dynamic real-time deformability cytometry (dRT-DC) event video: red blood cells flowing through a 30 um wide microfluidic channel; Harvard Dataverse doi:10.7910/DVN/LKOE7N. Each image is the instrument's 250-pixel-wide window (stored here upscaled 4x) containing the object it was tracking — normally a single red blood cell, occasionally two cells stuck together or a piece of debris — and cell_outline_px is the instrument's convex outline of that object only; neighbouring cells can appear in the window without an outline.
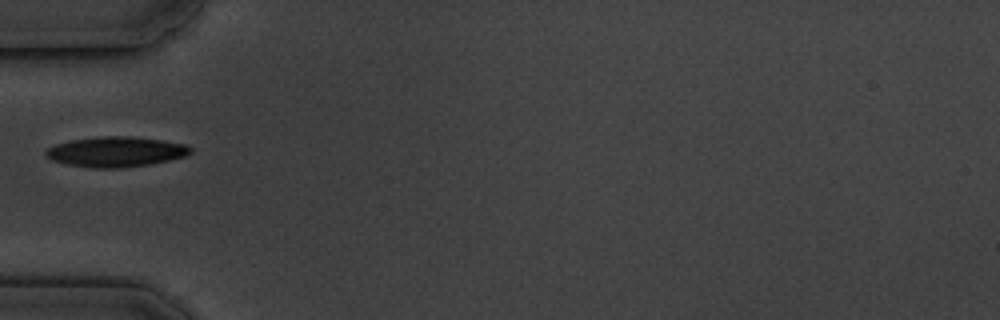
{"species": "common noctule bat (a hibernating species)", "species_latin": "Nyctalus noctula", "temperature_condition": "cold", "stored_images_in_passage": 1, "camera_frame_rate_fps": 3000, "um_per_image_px": 0.085, "animal": {"sex": "male", "body_mass_g": 19.5, "forearm_length_mm": 54.6}, "frame": {"image": 1, "passage_image": 1, "time_ms": 0.0, "image_size_px": [1000, 320], "cell_outline_px": [[192, 152], [184, 156], [168, 160], [148, 164], [120, 168], [92, 168], [68, 164], [52, 160], [44, 156], [44, 152], [48, 148], [56, 144], [68, 140], [100, 136], [132, 136], [160, 140], [184, 144], [192, 148]], "centroid_in_image_um": [9.8, 12.89], "position_along_channel_um": 75.2, "area_um2": 25.37}}